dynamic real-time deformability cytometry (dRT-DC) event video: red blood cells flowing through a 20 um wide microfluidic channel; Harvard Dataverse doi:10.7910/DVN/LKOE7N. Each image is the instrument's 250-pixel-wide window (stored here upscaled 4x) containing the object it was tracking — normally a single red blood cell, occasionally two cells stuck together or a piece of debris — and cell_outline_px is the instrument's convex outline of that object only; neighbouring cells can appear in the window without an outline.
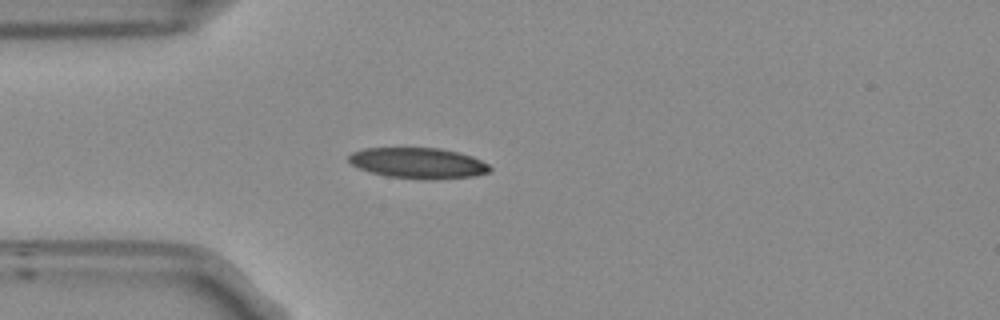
{"species": "Egyptian fruit bat (a non-hibernating species)", "species_latin": "Rousettus aegyptiacus", "temperature_condition": "room temperature", "stored_images_in_passage": 40, "camera_frame_rate_fps": 3000, "um_per_image_px": 0.085, "frame": {"image": 1, "passage_image": 1, "time_ms": 0.0, "image_size_px": [1000, 320], "cell_outline_px": [[492, 168], [488, 172], [472, 176], [436, 180], [420, 180], [388, 176], [372, 172], [360, 168], [352, 164], [348, 160], [348, 156], [352, 152], [364, 148], [440, 148], [472, 156], [488, 164]], "centroid_in_image_um": [35.55, 13.87], "position_along_channel_um": 49.5, "area_um2": 25.26}}
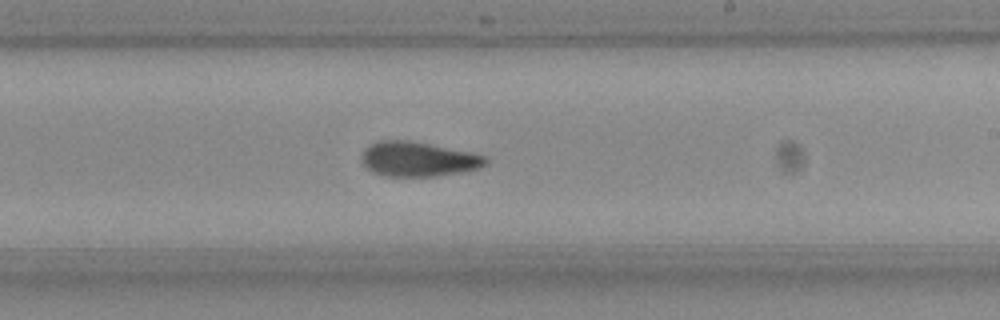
{"frame": {"image": 2, "passage_image": 18, "time_ms": 5.667, "image_size_px": [1000, 320], "cell_outline_px": [[488, 164], [476, 168], [460, 172], [432, 176], [384, 176], [372, 172], [364, 164], [364, 148], [368, 144], [380, 140], [412, 140], [468, 152], [484, 156], [488, 160]], "centroid_in_image_um": [35.51, 13.51], "position_along_channel_um": 253.5, "area_um2": 24.74}}
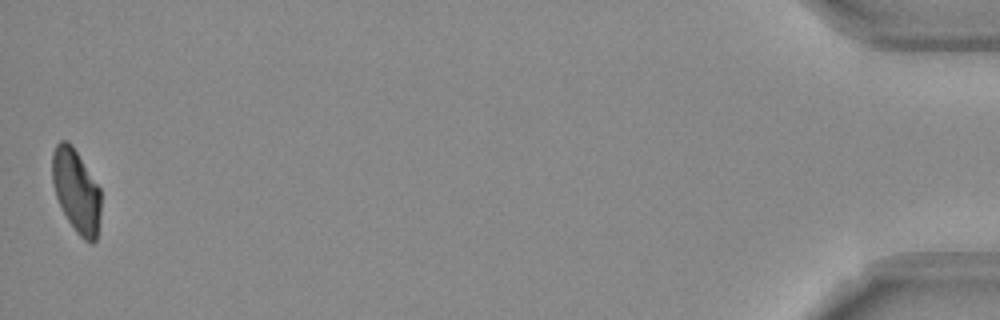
{"frame": {"image": 3, "passage_image": 40, "time_ms": 13.0, "image_size_px": [1000, 320], "cell_outline_px": [[100, 212], [96, 240], [92, 244], [84, 240], [76, 232], [68, 220], [56, 196], [52, 184], [52, 152], [56, 144], [60, 140], [68, 140], [72, 144], [100, 188]], "centroid_in_image_um": [6.47, 16.2], "position_along_channel_um": 428.7, "area_um2": 23.58}, "authors_computed_cell_mechanics": {"area_um2": 25.0563, "velocity_mm_per_s": 3.7466, "shape_relaxation_time_tau1_ms": 8.8199, "shape_relaxation_time_tau2_ms": 3.2709, "deformation_change_tau1": 0.1911, "deformation_change_tau2": 0.0912}}